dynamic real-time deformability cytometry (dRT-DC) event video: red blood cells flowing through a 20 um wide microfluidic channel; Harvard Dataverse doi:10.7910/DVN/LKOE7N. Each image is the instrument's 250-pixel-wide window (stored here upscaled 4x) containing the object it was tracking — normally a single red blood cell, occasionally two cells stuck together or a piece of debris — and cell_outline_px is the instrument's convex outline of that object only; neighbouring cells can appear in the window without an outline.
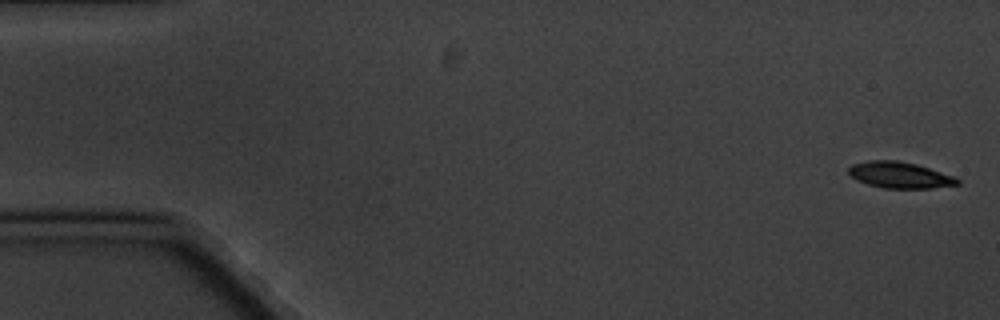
{"species": "common noctule bat (a hibernating species)", "species_latin": "Nyctalus noctula", "temperature_condition": "cold", "stored_images_in_passage": 6, "camera_frame_rate_fps": 3000, "um_per_image_px": 0.085, "animal": {"sex": "male", "body_mass_g": 20.1, "forearm_length_mm": 53.5}, "frame": {"image": 1, "passage_image": 1, "time_ms": 0.0, "image_size_px": [1000, 320], "cell_outline_px": [[960, 184], [928, 188], [884, 188], [868, 184], [852, 176], [848, 172], [848, 168], [852, 164], [868, 160], [896, 160], [916, 164], [956, 176], [960, 180]], "centroid_in_image_um": [76.51, 14.87], "position_along_channel_um": 8.5, "area_um2": 16.53}}
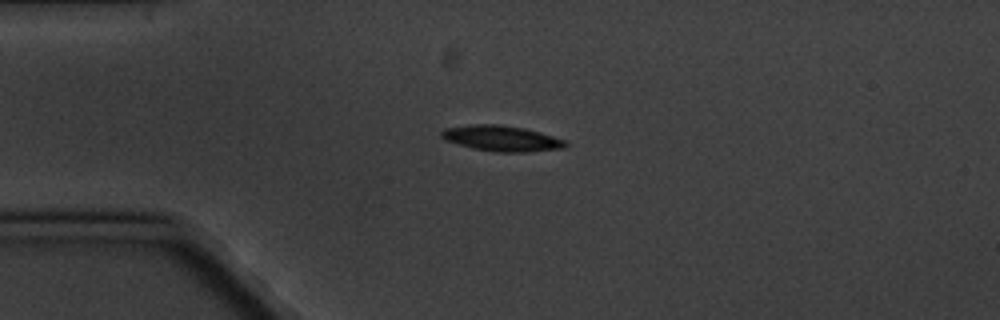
{"frame": {"image": 2, "passage_image": 4, "time_ms": 4.333, "image_size_px": [1000, 320], "cell_outline_px": [[568, 144], [564, 148], [528, 152], [492, 152], [472, 148], [444, 140], [440, 136], [440, 132], [444, 128], [472, 124], [500, 124], [524, 128], [540, 132], [564, 140]], "centroid_in_image_um": [42.6, 11.76], "position_along_channel_um": 42.4, "area_um2": 18.67}}